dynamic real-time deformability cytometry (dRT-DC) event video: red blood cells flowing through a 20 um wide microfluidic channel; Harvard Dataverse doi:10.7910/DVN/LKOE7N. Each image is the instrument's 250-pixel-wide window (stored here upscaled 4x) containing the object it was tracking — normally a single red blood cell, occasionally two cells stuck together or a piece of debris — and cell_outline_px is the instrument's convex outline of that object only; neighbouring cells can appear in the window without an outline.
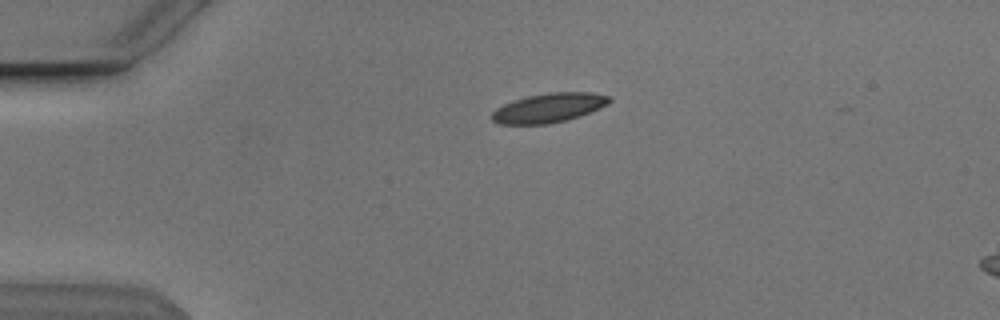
{"species": "Egyptian fruit bat (a non-hibernating species)", "species_latin": "Rousettus aegyptiacus", "temperature_condition": "cold", "stored_images_in_passage": 37, "camera_frame_rate_fps": 3000, "um_per_image_px": 0.085, "animal": {"sex": "male"}, "frame": {"image": 1, "passage_image": 3, "time_ms": 0.667, "image_size_px": [1000, 320], "cell_outline_px": [[612, 100], [608, 104], [600, 108], [580, 116], [548, 124], [500, 124], [492, 120], [492, 112], [496, 108], [512, 100], [528, 96], [548, 92], [592, 92], [612, 96]], "centroid_in_image_um": [46.68, 9.15], "position_along_channel_um": 38.3, "area_um2": 20.11}}
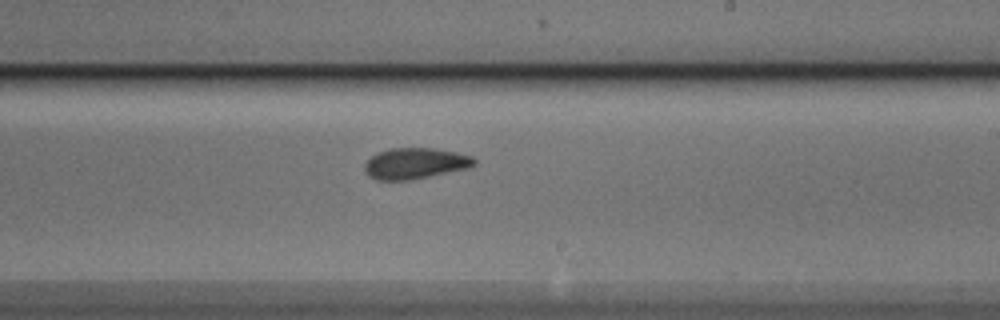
{"frame": {"image": 2, "passage_image": 23, "time_ms": 7.333, "image_size_px": [1000, 320], "cell_outline_px": [[476, 164], [468, 168], [408, 180], [376, 180], [368, 176], [364, 172], [364, 164], [376, 152], [388, 148], [432, 148], [456, 152], [472, 156], [476, 160]], "centroid_in_image_um": [35.25, 13.88], "position_along_channel_um": 253.8, "area_um2": 19.83}}
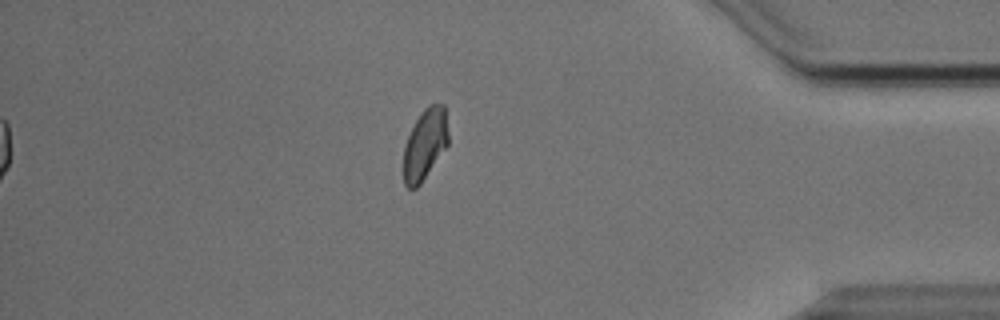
{"frame": {"image": 3, "passage_image": 37, "time_ms": 12.0, "image_size_px": [1000, 320], "cell_outline_px": [[448, 144], [420, 184], [416, 188], [408, 188], [404, 184], [404, 144], [416, 120], [424, 108], [428, 104], [444, 104], [448, 132]], "centroid_in_image_um": [36.12, 12.25], "position_along_channel_um": 399.1, "area_um2": 18.26}, "authors_computed_cell_mechanics": {"area_um2": 19.8254, "velocity_mm_per_s": 3.8137, "shape_relaxation_time_tau1_ms": 5.8974, "shape_relaxation_time_tau2_ms": 3.5812, "deformation_change_tau1": 0.1323, "deformation_change_tau2": 0.0676}}